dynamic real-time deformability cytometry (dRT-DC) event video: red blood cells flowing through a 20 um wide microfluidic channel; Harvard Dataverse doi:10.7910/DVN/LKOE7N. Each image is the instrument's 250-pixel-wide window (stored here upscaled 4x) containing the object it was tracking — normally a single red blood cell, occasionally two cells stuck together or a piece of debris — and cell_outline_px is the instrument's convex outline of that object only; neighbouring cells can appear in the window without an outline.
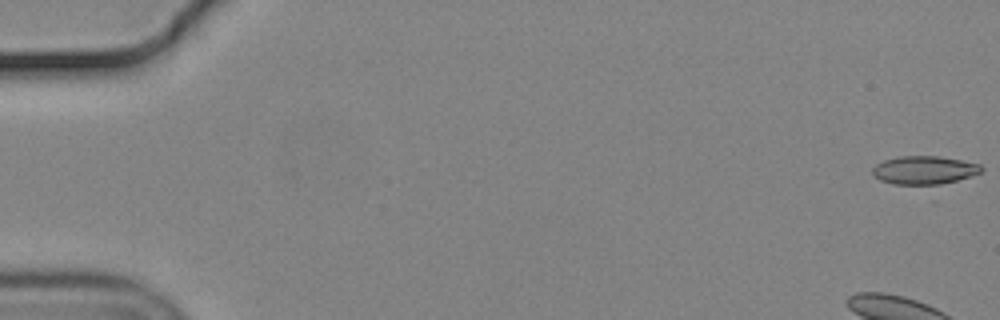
{"species": "common noctule bat (a hibernating species)", "species_latin": "Nyctalus noctula", "temperature_condition": "cold", "stored_images_in_passage": 56, "camera_frame_rate_fps": 3000, "um_per_image_px": 0.085, "animal": {"sex": "male", "body_mass_g": 19.2, "forearm_length_mm": 51.8}, "frame": {"image": 1, "passage_image": 1, "time_ms": 0.0, "image_size_px": [1000, 320], "cell_outline_px": [[984, 168], [980, 172], [932, 200], [880, 180], [872, 176], [872, 168], [876, 164], [884, 160], [900, 156], [940, 156], [980, 164]], "centroid_in_image_um": [78.66, 14.77], "position_along_channel_um": 6.3, "area_um2": 22.54}}